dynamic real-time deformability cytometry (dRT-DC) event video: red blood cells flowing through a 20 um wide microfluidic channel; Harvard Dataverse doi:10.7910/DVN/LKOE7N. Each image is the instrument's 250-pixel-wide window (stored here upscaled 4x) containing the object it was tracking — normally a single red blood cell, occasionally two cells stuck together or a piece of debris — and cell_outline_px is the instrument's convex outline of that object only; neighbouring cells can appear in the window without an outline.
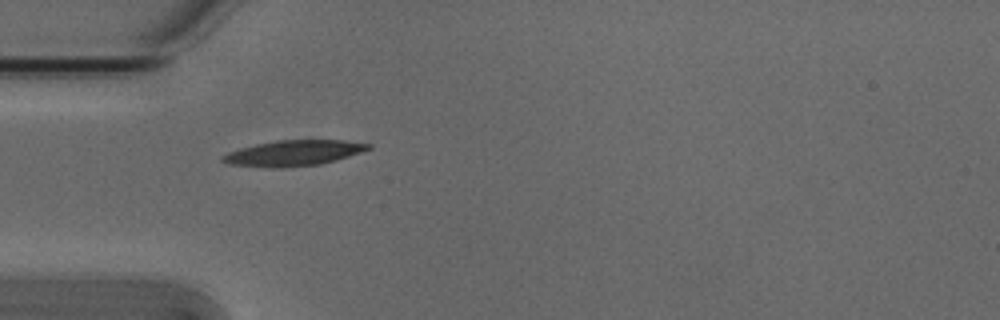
{"species": "Egyptian fruit bat (a non-hibernating species)", "species_latin": "Rousettus aegyptiacus", "temperature_condition": "cold", "stored_images_in_passage": 5, "camera_frame_rate_fps": 3000, "um_per_image_px": 0.085, "animal": {"sex": "male"}, "frame": {"image": 1, "passage_image": 1, "time_ms": 0.0, "image_size_px": [1000, 320], "cell_outline_px": [[372, 148], [336, 160], [320, 164], [228, 164], [220, 160], [220, 156], [228, 152], [240, 148], [256, 144], [276, 140], [344, 140], [372, 144]], "centroid_in_image_um": [25.03, 12.93], "position_along_channel_um": 60.0, "area_um2": 20.35}}
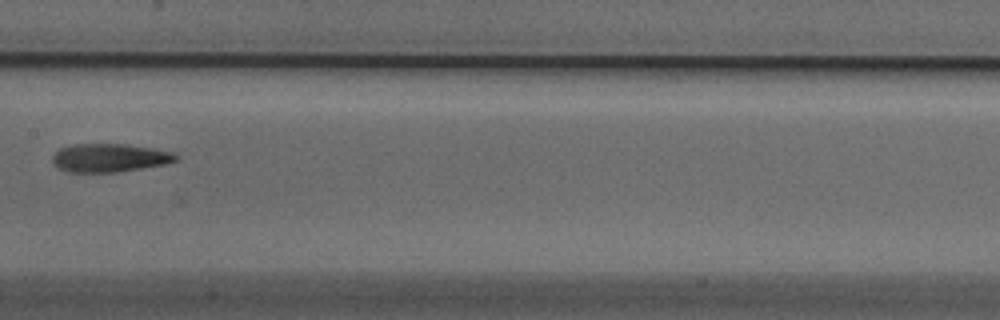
{"frame": {"image": 2, "passage_image": 4, "time_ms": 1.0, "image_size_px": [1000, 320], "cell_outline_px": [[180, 160], [164, 164], [116, 172], [68, 172], [52, 164], [52, 156], [60, 148], [76, 144], [124, 144], [152, 148], [172, 152], [180, 156]], "centroid_in_image_um": [9.32, 13.41], "position_along_channel_um": 198.1, "area_um2": 20.35}}
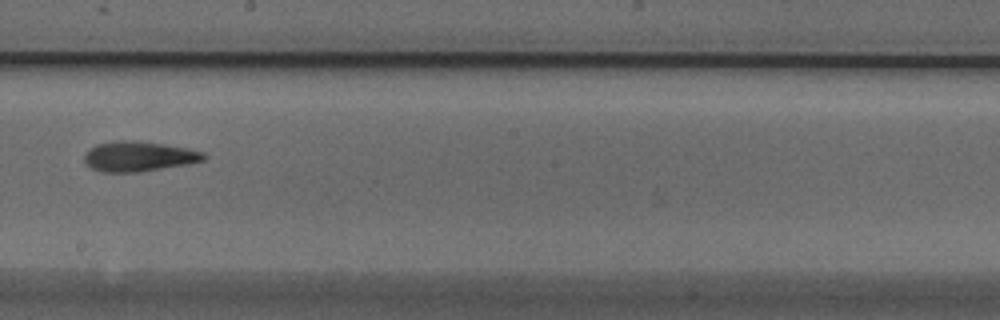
{"frame": {"image": 3, "passage_image": 5, "time_ms": 1.333, "image_size_px": [1000, 320], "cell_outline_px": [[208, 156], [204, 160], [188, 164], [140, 172], [104, 172], [92, 168], [84, 164], [84, 156], [88, 148], [96, 144], [112, 140], [136, 140], [188, 148], [204, 152]], "centroid_in_image_um": [11.77, 13.28], "position_along_channel_um": 236.4, "area_um2": 21.21}}